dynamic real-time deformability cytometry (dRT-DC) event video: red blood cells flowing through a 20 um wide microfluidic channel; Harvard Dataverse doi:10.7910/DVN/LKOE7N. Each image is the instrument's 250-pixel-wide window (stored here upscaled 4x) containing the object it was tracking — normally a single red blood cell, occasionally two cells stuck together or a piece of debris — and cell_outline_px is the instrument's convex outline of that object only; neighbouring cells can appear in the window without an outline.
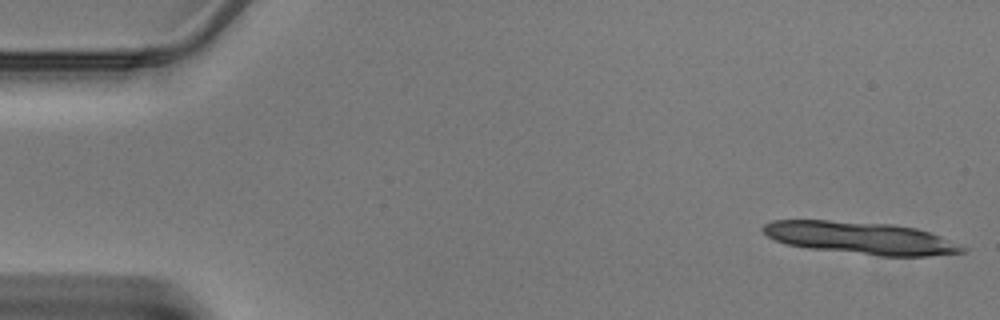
{"species": "Egyptian fruit bat (a non-hibernating species)", "species_latin": "Rousettus aegyptiacus", "temperature_condition": "warm", "stored_images_in_passage": 10, "camera_frame_rate_fps": 3000, "um_per_image_px": 0.085, "animal": {"sex": "male"}, "frame": {"image": 1, "passage_image": 1, "time_ms": 0.0, "image_size_px": [1000, 320], "cell_outline_px": [[968, 252], [928, 256], [880, 256], [808, 248], [784, 244], [768, 236], [760, 228], [764, 224], [772, 220], [828, 220], [896, 224], [916, 228], [940, 236], [968, 248]], "centroid_in_image_um": [73.16, 20.23], "position_along_channel_um": 11.8, "area_um2": 37.8}}